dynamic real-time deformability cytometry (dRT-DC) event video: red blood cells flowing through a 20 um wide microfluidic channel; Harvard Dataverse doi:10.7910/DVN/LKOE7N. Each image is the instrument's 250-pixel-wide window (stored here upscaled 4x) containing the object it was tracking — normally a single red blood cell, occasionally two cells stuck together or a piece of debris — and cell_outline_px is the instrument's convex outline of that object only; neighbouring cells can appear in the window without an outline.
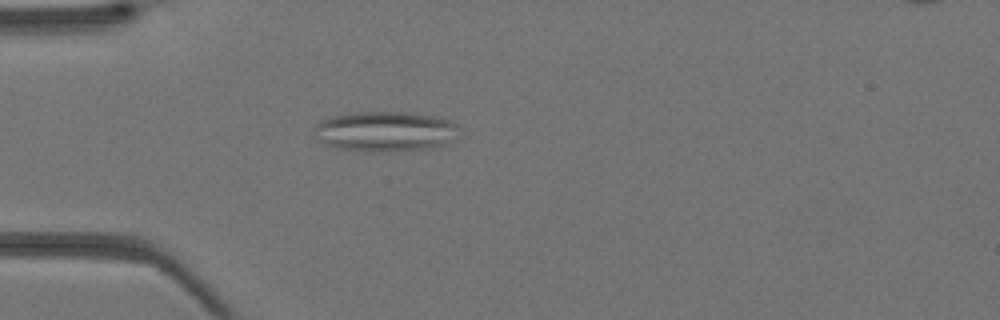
{"species": "Egyptian fruit bat (a non-hibernating species)", "species_latin": "Rousettus aegyptiacus", "temperature_condition": "warm", "stored_images_in_passage": 43, "camera_frame_rate_fps": 3000, "um_per_image_px": 0.085, "animal": {"sex": "female"}, "frame": {"image": 1, "passage_image": 13, "time_ms": 4.0, "image_size_px": [1000, 320], "cell_outline_px": [[456, 124], [448, 140], [444, 144], [432, 148], [380, 152], [372, 152], [336, 148], [324, 144], [316, 140], [316, 124], [332, 116], [356, 112], [404, 112], [436, 116], [452, 120]], "centroid_in_image_um": [32.66, 11.17], "position_along_channel_um": 52.3, "area_um2": 33.41}}
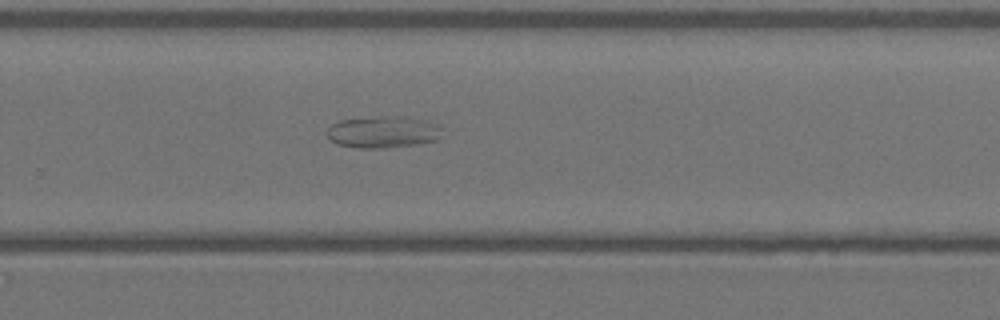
{"frame": {"image": 2, "passage_image": 29, "time_ms": 9.333, "image_size_px": [1000, 320], "cell_outline_px": [[440, 140], [416, 144], [384, 148], [356, 148], [336, 144], [328, 136], [328, 128], [332, 124], [340, 120], [372, 116], [404, 116], [428, 120], [440, 128]], "centroid_in_image_um": [32.56, 11.21], "position_along_channel_um": 297.2, "area_um2": 21.5}}
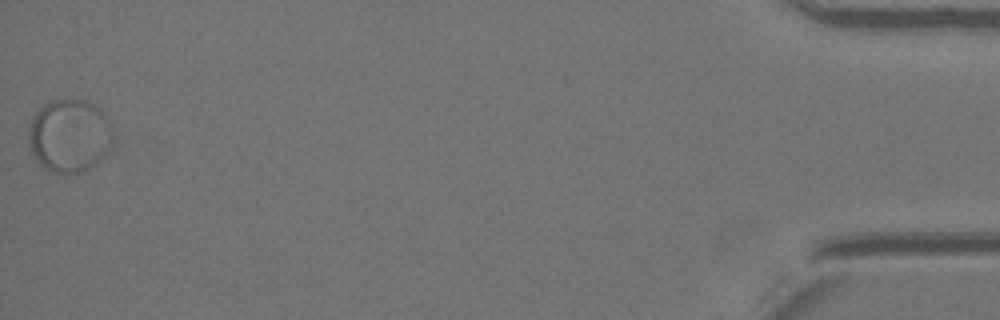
{"frame": {"image": 3, "passage_image": 43, "time_ms": 14.0, "image_size_px": [1000, 320], "cell_outline_px": [[112, 148], [88, 172], [68, 176], [52, 172], [44, 168], [32, 156], [28, 144], [28, 132], [32, 120], [36, 112], [44, 104], [52, 100], [84, 100], [100, 108], [108, 116], [112, 124]], "centroid_in_image_um": [5.93, 11.59], "position_along_channel_um": 429.3, "area_um2": 36.99}}